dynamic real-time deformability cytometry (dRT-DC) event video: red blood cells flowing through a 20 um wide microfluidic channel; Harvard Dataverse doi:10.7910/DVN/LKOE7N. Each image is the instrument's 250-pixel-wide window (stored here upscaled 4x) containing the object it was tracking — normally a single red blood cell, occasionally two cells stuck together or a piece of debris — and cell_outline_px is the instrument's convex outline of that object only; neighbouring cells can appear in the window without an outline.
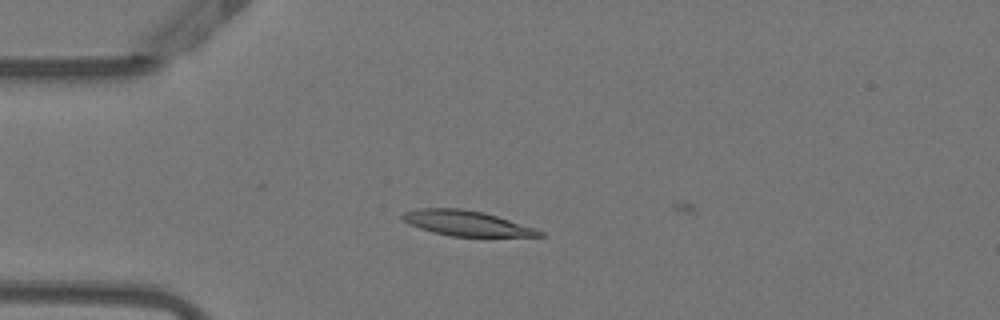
{"species": "Egyptian fruit bat (a non-hibernating species)", "species_latin": "Rousettus aegyptiacus", "temperature_condition": "warm", "stored_images_in_passage": 14, "camera_frame_rate_fps": 3000, "um_per_image_px": 0.085, "animal": {"sex": "female"}, "frame": {"image": 1, "passage_image": 13, "time_ms": 4.0, "image_size_px": [1000, 320], "cell_outline_px": [[548, 236], [452, 236], [432, 232], [408, 224], [400, 216], [404, 212], [420, 208], [464, 208], [484, 212], [536, 228], [544, 232]], "centroid_in_image_um": [39.67, 18.97], "position_along_channel_um": 45.3, "area_um2": 20.11}}